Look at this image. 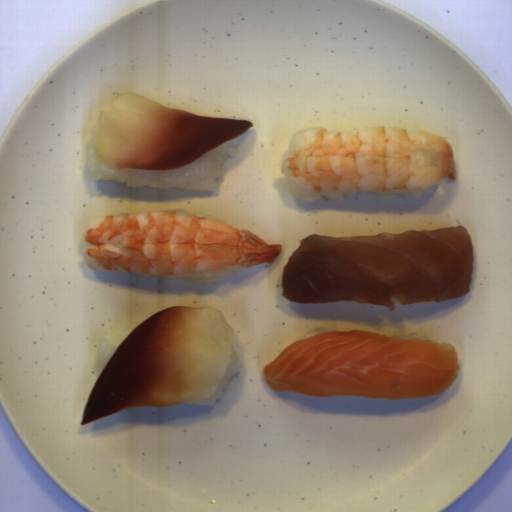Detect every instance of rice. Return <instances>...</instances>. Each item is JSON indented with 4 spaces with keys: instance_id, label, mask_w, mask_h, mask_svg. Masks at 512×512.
<instances>
[{
    "instance_id": "1",
    "label": "rice",
    "mask_w": 512,
    "mask_h": 512,
    "mask_svg": "<svg viewBox=\"0 0 512 512\" xmlns=\"http://www.w3.org/2000/svg\"><path fill=\"white\" fill-rule=\"evenodd\" d=\"M238 154L239 150L223 144L204 153L195 161L171 170L114 169L100 161L93 150L90 137L86 145V168L91 181L115 180L126 183L130 188L148 186L159 190L182 188L214 192L217 191V178L222 175L225 161Z\"/></svg>"
},
{
    "instance_id": "2",
    "label": "rice",
    "mask_w": 512,
    "mask_h": 512,
    "mask_svg": "<svg viewBox=\"0 0 512 512\" xmlns=\"http://www.w3.org/2000/svg\"><path fill=\"white\" fill-rule=\"evenodd\" d=\"M134 329L131 325H124L111 332H104L100 336L94 366V374L97 379L112 354Z\"/></svg>"
},
{
    "instance_id": "3",
    "label": "rice",
    "mask_w": 512,
    "mask_h": 512,
    "mask_svg": "<svg viewBox=\"0 0 512 512\" xmlns=\"http://www.w3.org/2000/svg\"><path fill=\"white\" fill-rule=\"evenodd\" d=\"M243 267L233 266L225 269H220L216 271H207V272H197V273H189L182 275H174V276H159V275H151V274H140L147 277L175 280V281H192L199 284H207L209 285L212 282L221 281L231 273V272H240Z\"/></svg>"
},
{
    "instance_id": "4",
    "label": "rice",
    "mask_w": 512,
    "mask_h": 512,
    "mask_svg": "<svg viewBox=\"0 0 512 512\" xmlns=\"http://www.w3.org/2000/svg\"><path fill=\"white\" fill-rule=\"evenodd\" d=\"M242 368V360L241 357L237 353V349H235L234 344H232L230 360L224 375V378L218 387L216 393L209 399H201L197 402H187L191 405H206V406H215L217 403V399L221 398L223 390L228 388L229 379L236 373L240 372Z\"/></svg>"
},
{
    "instance_id": "5",
    "label": "rice",
    "mask_w": 512,
    "mask_h": 512,
    "mask_svg": "<svg viewBox=\"0 0 512 512\" xmlns=\"http://www.w3.org/2000/svg\"><path fill=\"white\" fill-rule=\"evenodd\" d=\"M358 192L364 193V194L369 193V191H353L352 190V191L341 192V193H336V194H321V195L303 199V200L305 202H309V201H313V200H320L321 198L326 197L327 199H329L331 201H344L345 197L354 196Z\"/></svg>"
},
{
    "instance_id": "6",
    "label": "rice",
    "mask_w": 512,
    "mask_h": 512,
    "mask_svg": "<svg viewBox=\"0 0 512 512\" xmlns=\"http://www.w3.org/2000/svg\"><path fill=\"white\" fill-rule=\"evenodd\" d=\"M165 211H176V212H180V213H184V214H188V215H192V216H196V217H205V218H209V219H214V220L224 222V223L229 224L234 227V224L229 223L227 219H220L214 215H207L203 212L192 213L191 211L181 209V208H173V209H169V210H165Z\"/></svg>"
},
{
    "instance_id": "7",
    "label": "rice",
    "mask_w": 512,
    "mask_h": 512,
    "mask_svg": "<svg viewBox=\"0 0 512 512\" xmlns=\"http://www.w3.org/2000/svg\"><path fill=\"white\" fill-rule=\"evenodd\" d=\"M428 191H429V188L423 189V190H418V191H396V192H375V193L382 194V195H389V196H393L396 194H402L403 196L413 195V197L418 200L421 198L422 192L428 193Z\"/></svg>"
},
{
    "instance_id": "8",
    "label": "rice",
    "mask_w": 512,
    "mask_h": 512,
    "mask_svg": "<svg viewBox=\"0 0 512 512\" xmlns=\"http://www.w3.org/2000/svg\"><path fill=\"white\" fill-rule=\"evenodd\" d=\"M326 332H338L336 329H330L327 326H319L312 330H307L304 335L301 337L302 339L312 338L320 333H326Z\"/></svg>"
},
{
    "instance_id": "9",
    "label": "rice",
    "mask_w": 512,
    "mask_h": 512,
    "mask_svg": "<svg viewBox=\"0 0 512 512\" xmlns=\"http://www.w3.org/2000/svg\"><path fill=\"white\" fill-rule=\"evenodd\" d=\"M397 337H402V338H418V339H422V340H431V338L428 337L427 335L417 334L415 332H410L408 335H397Z\"/></svg>"
}]
</instances>
